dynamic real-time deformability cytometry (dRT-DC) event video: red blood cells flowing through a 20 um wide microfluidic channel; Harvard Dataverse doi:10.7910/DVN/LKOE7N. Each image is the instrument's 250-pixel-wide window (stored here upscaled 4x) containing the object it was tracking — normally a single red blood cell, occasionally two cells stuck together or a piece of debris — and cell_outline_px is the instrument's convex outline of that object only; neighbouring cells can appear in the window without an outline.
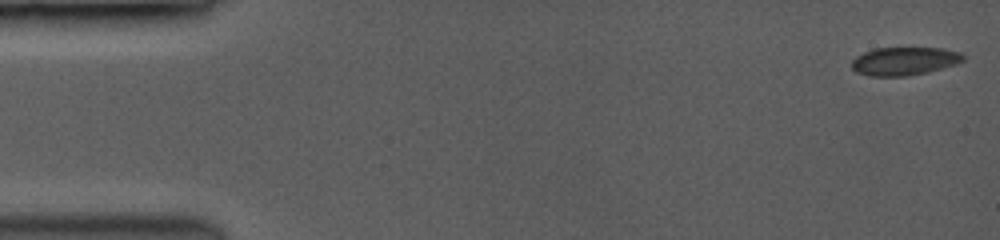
{"species": "common noctule bat (a hibernating species)", "species_latin": "Nyctalus noctula", "temperature_condition": "room temperature", "stored_images_in_passage": 36, "camera_frame_rate_fps": 3500, "um_per_image_px": 0.085, "animal": {"sex": "female", "body_mass_g": 19.0, "forearm_length_mm": 53.3}, "frame": {"image": 1, "passage_image": 1, "time_ms": 0.0, "image_size_px": [1000, 240], "cell_outline_px": [[964, 60], [956, 64], [928, 72], [908, 76], [868, 76], [856, 72], [852, 68], [852, 60], [856, 56], [864, 52], [876, 48], [940, 48], [960, 52], [964, 56]], "centroid_in_image_um": [76.85, 5.2], "position_along_channel_um": 8.1, "area_um2": 18.32}}
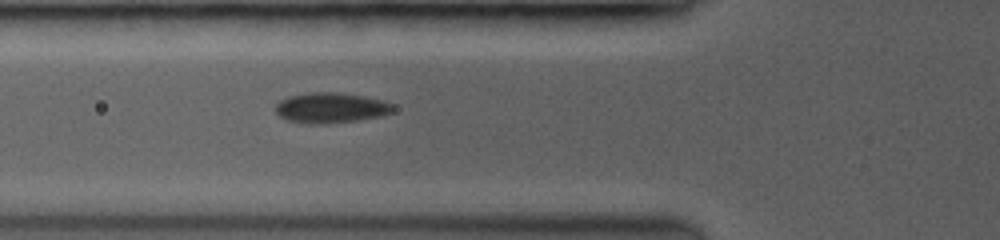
{"frame": {"image": 2, "passage_image": 17, "time_ms": 5.714, "image_size_px": [1000, 240], "cell_outline_px": [[392, 112], [376, 116], [356, 120], [328, 124], [308, 124], [288, 120], [280, 116], [276, 112], [276, 104], [280, 100], [292, 96], [316, 92], [328, 92], [360, 96], [380, 100], [392, 104]], "centroid_in_image_um": [28.06, 9.18], "position_along_channel_um": 97.7, "area_um2": 20.11}}
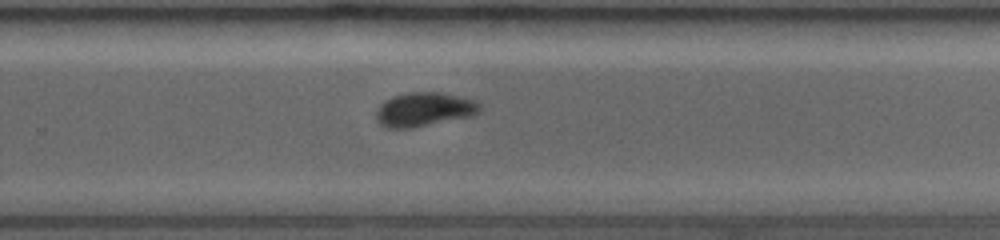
{"frame": {"image": 3, "passage_image": 36, "time_ms": 10.571, "image_size_px": [1000, 240], "cell_outline_px": [[480, 108], [472, 116], [412, 128], [388, 128], [380, 124], [376, 120], [376, 112], [380, 104], [392, 96], [408, 92], [436, 92], [472, 100], [480, 104]], "centroid_in_image_um": [35.98, 9.31], "position_along_channel_um": 293.8, "area_um2": 20.23}}